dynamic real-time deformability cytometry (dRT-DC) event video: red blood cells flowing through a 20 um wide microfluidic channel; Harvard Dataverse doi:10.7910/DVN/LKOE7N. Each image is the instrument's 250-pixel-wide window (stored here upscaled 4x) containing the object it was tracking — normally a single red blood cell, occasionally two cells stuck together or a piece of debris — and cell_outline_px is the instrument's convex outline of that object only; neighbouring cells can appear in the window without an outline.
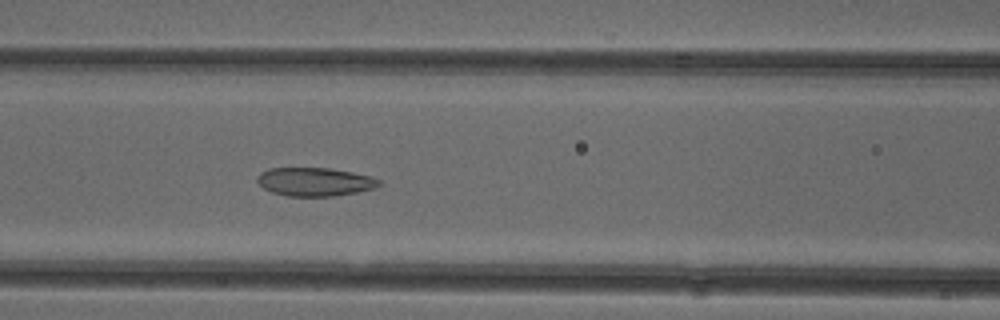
{"species": "common noctule bat (a hibernating species)", "species_latin": "Nyctalus noctula", "temperature_condition": "cold", "stored_images_in_passage": 53, "camera_frame_rate_fps": 3000, "um_per_image_px": 0.085, "animal": {"sex": "female"}, "frame": {"image": 1, "passage_image": 22, "time_ms": 7.0, "image_size_px": [1000, 320], "cell_outline_px": [[380, 184], [372, 188], [356, 192], [332, 196], [288, 196], [272, 192], [264, 188], [256, 180], [260, 172], [268, 168], [328, 168], [352, 172], [368, 176], [380, 180]], "centroid_in_image_um": [26.7, 15.45], "position_along_channel_um": 139.9, "area_um2": 19.94}}
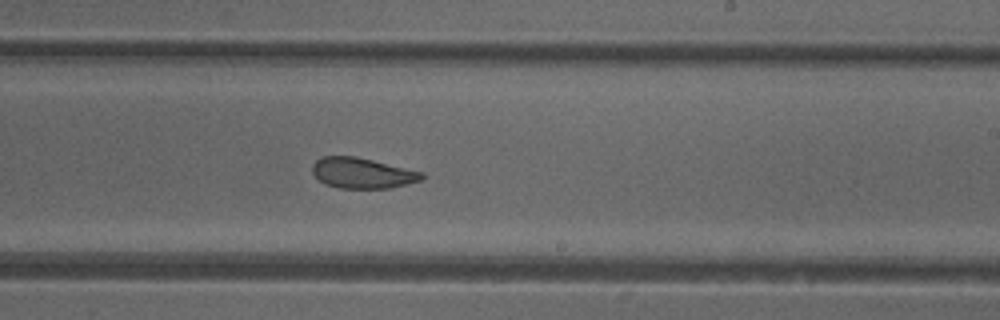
{"frame": {"image": 2, "passage_image": 31, "time_ms": 10.0, "image_size_px": [1000, 320], "cell_outline_px": [[424, 176], [420, 180], [392, 188], [340, 188], [324, 184], [312, 172], [312, 164], [320, 156], [356, 156], [424, 172]], "centroid_in_image_um": [30.78, 14.7], "position_along_channel_um": 258.2, "area_um2": 19.54}}
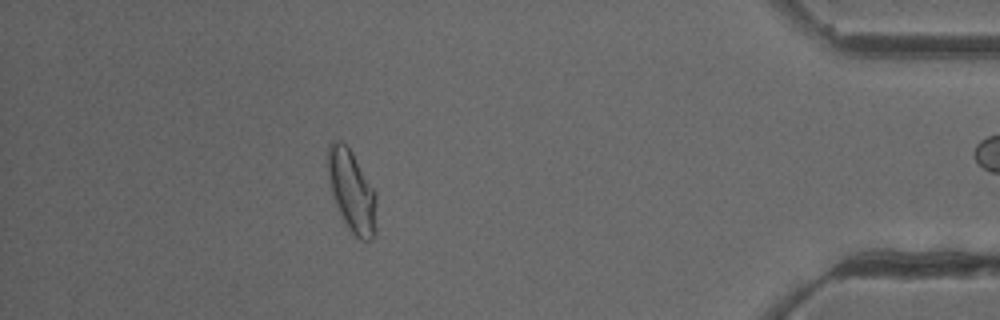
{"frame": {"image": 3, "passage_image": 46, "time_ms": 15.0, "image_size_px": [1000, 320], "cell_outline_px": [[376, 232], [372, 240], [360, 240], [348, 228], [336, 204], [332, 192], [328, 176], [328, 144], [332, 140], [340, 140], [352, 152], [376, 192]], "centroid_in_image_um": [29.92, 16.25], "position_along_channel_um": 405.3, "area_um2": 23.0}, "authors_computed_cell_mechanics": {"area_um2": 22.1952, "velocity_mm_per_s": 3.95, "shape_relaxation_time_tau1_ms": null, "shape_relaxation_time_tau2_ms": 2.1771, "deformation_change_tau1": null, "deformation_change_tau2": 0.0943}}